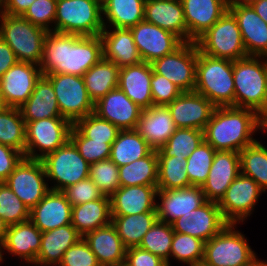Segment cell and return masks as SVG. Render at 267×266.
<instances>
[{
	"label": "cell",
	"instance_id": "cell-35",
	"mask_svg": "<svg viewBox=\"0 0 267 266\" xmlns=\"http://www.w3.org/2000/svg\"><path fill=\"white\" fill-rule=\"evenodd\" d=\"M144 10L145 0H102L104 27L130 29L144 20Z\"/></svg>",
	"mask_w": 267,
	"mask_h": 266
},
{
	"label": "cell",
	"instance_id": "cell-17",
	"mask_svg": "<svg viewBox=\"0 0 267 266\" xmlns=\"http://www.w3.org/2000/svg\"><path fill=\"white\" fill-rule=\"evenodd\" d=\"M42 76L38 65L17 61L0 78V87L5 106H22L34 91L37 80Z\"/></svg>",
	"mask_w": 267,
	"mask_h": 266
},
{
	"label": "cell",
	"instance_id": "cell-24",
	"mask_svg": "<svg viewBox=\"0 0 267 266\" xmlns=\"http://www.w3.org/2000/svg\"><path fill=\"white\" fill-rule=\"evenodd\" d=\"M157 185L120 186L110 196L111 215L157 212Z\"/></svg>",
	"mask_w": 267,
	"mask_h": 266
},
{
	"label": "cell",
	"instance_id": "cell-16",
	"mask_svg": "<svg viewBox=\"0 0 267 266\" xmlns=\"http://www.w3.org/2000/svg\"><path fill=\"white\" fill-rule=\"evenodd\" d=\"M227 224L218 203L207 201L201 207L175 220L172 227L174 232L188 234L207 242Z\"/></svg>",
	"mask_w": 267,
	"mask_h": 266
},
{
	"label": "cell",
	"instance_id": "cell-6",
	"mask_svg": "<svg viewBox=\"0 0 267 266\" xmlns=\"http://www.w3.org/2000/svg\"><path fill=\"white\" fill-rule=\"evenodd\" d=\"M54 32L98 36L104 29L102 1L57 0Z\"/></svg>",
	"mask_w": 267,
	"mask_h": 266
},
{
	"label": "cell",
	"instance_id": "cell-23",
	"mask_svg": "<svg viewBox=\"0 0 267 266\" xmlns=\"http://www.w3.org/2000/svg\"><path fill=\"white\" fill-rule=\"evenodd\" d=\"M72 205L62 191L50 190L30 210L29 220L41 231L46 232L71 224Z\"/></svg>",
	"mask_w": 267,
	"mask_h": 266
},
{
	"label": "cell",
	"instance_id": "cell-52",
	"mask_svg": "<svg viewBox=\"0 0 267 266\" xmlns=\"http://www.w3.org/2000/svg\"><path fill=\"white\" fill-rule=\"evenodd\" d=\"M62 192L72 206L104 197V194L89 177L66 187Z\"/></svg>",
	"mask_w": 267,
	"mask_h": 266
},
{
	"label": "cell",
	"instance_id": "cell-59",
	"mask_svg": "<svg viewBox=\"0 0 267 266\" xmlns=\"http://www.w3.org/2000/svg\"><path fill=\"white\" fill-rule=\"evenodd\" d=\"M254 11L267 23V0H258L250 5Z\"/></svg>",
	"mask_w": 267,
	"mask_h": 266
},
{
	"label": "cell",
	"instance_id": "cell-32",
	"mask_svg": "<svg viewBox=\"0 0 267 266\" xmlns=\"http://www.w3.org/2000/svg\"><path fill=\"white\" fill-rule=\"evenodd\" d=\"M81 238L82 236L72 224L42 232L41 248L35 265L58 266L64 252Z\"/></svg>",
	"mask_w": 267,
	"mask_h": 266
},
{
	"label": "cell",
	"instance_id": "cell-4",
	"mask_svg": "<svg viewBox=\"0 0 267 266\" xmlns=\"http://www.w3.org/2000/svg\"><path fill=\"white\" fill-rule=\"evenodd\" d=\"M234 107L258 114L266 107V57L248 56L233 61Z\"/></svg>",
	"mask_w": 267,
	"mask_h": 266
},
{
	"label": "cell",
	"instance_id": "cell-49",
	"mask_svg": "<svg viewBox=\"0 0 267 266\" xmlns=\"http://www.w3.org/2000/svg\"><path fill=\"white\" fill-rule=\"evenodd\" d=\"M119 167L109 158L90 164L89 178L101 190L104 196L110 197L121 185Z\"/></svg>",
	"mask_w": 267,
	"mask_h": 266
},
{
	"label": "cell",
	"instance_id": "cell-51",
	"mask_svg": "<svg viewBox=\"0 0 267 266\" xmlns=\"http://www.w3.org/2000/svg\"><path fill=\"white\" fill-rule=\"evenodd\" d=\"M56 6L57 0H35L23 17L33 25L44 28L48 32H54V26L51 23L55 22Z\"/></svg>",
	"mask_w": 267,
	"mask_h": 266
},
{
	"label": "cell",
	"instance_id": "cell-5",
	"mask_svg": "<svg viewBox=\"0 0 267 266\" xmlns=\"http://www.w3.org/2000/svg\"><path fill=\"white\" fill-rule=\"evenodd\" d=\"M0 21V36L14 51L17 61L40 66L48 31L23 16L0 13Z\"/></svg>",
	"mask_w": 267,
	"mask_h": 266
},
{
	"label": "cell",
	"instance_id": "cell-55",
	"mask_svg": "<svg viewBox=\"0 0 267 266\" xmlns=\"http://www.w3.org/2000/svg\"><path fill=\"white\" fill-rule=\"evenodd\" d=\"M126 266H167L160 257L140 247H131L126 250Z\"/></svg>",
	"mask_w": 267,
	"mask_h": 266
},
{
	"label": "cell",
	"instance_id": "cell-36",
	"mask_svg": "<svg viewBox=\"0 0 267 266\" xmlns=\"http://www.w3.org/2000/svg\"><path fill=\"white\" fill-rule=\"evenodd\" d=\"M158 220L157 212H145L135 215H111V224L128 249L139 247L144 235Z\"/></svg>",
	"mask_w": 267,
	"mask_h": 266
},
{
	"label": "cell",
	"instance_id": "cell-40",
	"mask_svg": "<svg viewBox=\"0 0 267 266\" xmlns=\"http://www.w3.org/2000/svg\"><path fill=\"white\" fill-rule=\"evenodd\" d=\"M25 127L26 123L19 108L5 106L0 109V144L25 154Z\"/></svg>",
	"mask_w": 267,
	"mask_h": 266
},
{
	"label": "cell",
	"instance_id": "cell-34",
	"mask_svg": "<svg viewBox=\"0 0 267 266\" xmlns=\"http://www.w3.org/2000/svg\"><path fill=\"white\" fill-rule=\"evenodd\" d=\"M110 223L111 206L108 196L72 206L71 224L82 237Z\"/></svg>",
	"mask_w": 267,
	"mask_h": 266
},
{
	"label": "cell",
	"instance_id": "cell-50",
	"mask_svg": "<svg viewBox=\"0 0 267 266\" xmlns=\"http://www.w3.org/2000/svg\"><path fill=\"white\" fill-rule=\"evenodd\" d=\"M69 140L75 145L80 155L89 163H95L110 157L112 143H104L86 138L72 125Z\"/></svg>",
	"mask_w": 267,
	"mask_h": 266
},
{
	"label": "cell",
	"instance_id": "cell-21",
	"mask_svg": "<svg viewBox=\"0 0 267 266\" xmlns=\"http://www.w3.org/2000/svg\"><path fill=\"white\" fill-rule=\"evenodd\" d=\"M240 174V156L235 151H216L202 191L207 201L219 202Z\"/></svg>",
	"mask_w": 267,
	"mask_h": 266
},
{
	"label": "cell",
	"instance_id": "cell-37",
	"mask_svg": "<svg viewBox=\"0 0 267 266\" xmlns=\"http://www.w3.org/2000/svg\"><path fill=\"white\" fill-rule=\"evenodd\" d=\"M153 149L136 129L120 130L111 145L110 157L118 167L132 163L149 155Z\"/></svg>",
	"mask_w": 267,
	"mask_h": 266
},
{
	"label": "cell",
	"instance_id": "cell-14",
	"mask_svg": "<svg viewBox=\"0 0 267 266\" xmlns=\"http://www.w3.org/2000/svg\"><path fill=\"white\" fill-rule=\"evenodd\" d=\"M262 192L252 178L240 173L218 202L224 219L235 224L246 220L254 211Z\"/></svg>",
	"mask_w": 267,
	"mask_h": 266
},
{
	"label": "cell",
	"instance_id": "cell-47",
	"mask_svg": "<svg viewBox=\"0 0 267 266\" xmlns=\"http://www.w3.org/2000/svg\"><path fill=\"white\" fill-rule=\"evenodd\" d=\"M205 242L188 234L174 232L170 258L188 265L203 261Z\"/></svg>",
	"mask_w": 267,
	"mask_h": 266
},
{
	"label": "cell",
	"instance_id": "cell-33",
	"mask_svg": "<svg viewBox=\"0 0 267 266\" xmlns=\"http://www.w3.org/2000/svg\"><path fill=\"white\" fill-rule=\"evenodd\" d=\"M25 122L62 117L51 81L42 75L28 100L19 107Z\"/></svg>",
	"mask_w": 267,
	"mask_h": 266
},
{
	"label": "cell",
	"instance_id": "cell-63",
	"mask_svg": "<svg viewBox=\"0 0 267 266\" xmlns=\"http://www.w3.org/2000/svg\"><path fill=\"white\" fill-rule=\"evenodd\" d=\"M249 266H267V262L264 260L261 261L260 259L256 258Z\"/></svg>",
	"mask_w": 267,
	"mask_h": 266
},
{
	"label": "cell",
	"instance_id": "cell-27",
	"mask_svg": "<svg viewBox=\"0 0 267 266\" xmlns=\"http://www.w3.org/2000/svg\"><path fill=\"white\" fill-rule=\"evenodd\" d=\"M152 65L141 62L136 65L121 67L118 88L121 89L141 109L153 105L151 92Z\"/></svg>",
	"mask_w": 267,
	"mask_h": 266
},
{
	"label": "cell",
	"instance_id": "cell-56",
	"mask_svg": "<svg viewBox=\"0 0 267 266\" xmlns=\"http://www.w3.org/2000/svg\"><path fill=\"white\" fill-rule=\"evenodd\" d=\"M24 158V154L10 146L0 144V183L8 176Z\"/></svg>",
	"mask_w": 267,
	"mask_h": 266
},
{
	"label": "cell",
	"instance_id": "cell-58",
	"mask_svg": "<svg viewBox=\"0 0 267 266\" xmlns=\"http://www.w3.org/2000/svg\"><path fill=\"white\" fill-rule=\"evenodd\" d=\"M17 62L14 51L0 36V78Z\"/></svg>",
	"mask_w": 267,
	"mask_h": 266
},
{
	"label": "cell",
	"instance_id": "cell-18",
	"mask_svg": "<svg viewBox=\"0 0 267 266\" xmlns=\"http://www.w3.org/2000/svg\"><path fill=\"white\" fill-rule=\"evenodd\" d=\"M177 128L204 131L216 108L205 96L193 91L182 92L167 105Z\"/></svg>",
	"mask_w": 267,
	"mask_h": 266
},
{
	"label": "cell",
	"instance_id": "cell-1",
	"mask_svg": "<svg viewBox=\"0 0 267 266\" xmlns=\"http://www.w3.org/2000/svg\"><path fill=\"white\" fill-rule=\"evenodd\" d=\"M103 58L100 35L80 36L50 31L44 38L42 75L64 73L83 76Z\"/></svg>",
	"mask_w": 267,
	"mask_h": 266
},
{
	"label": "cell",
	"instance_id": "cell-20",
	"mask_svg": "<svg viewBox=\"0 0 267 266\" xmlns=\"http://www.w3.org/2000/svg\"><path fill=\"white\" fill-rule=\"evenodd\" d=\"M94 113L120 130L136 129L142 109L118 87L94 103Z\"/></svg>",
	"mask_w": 267,
	"mask_h": 266
},
{
	"label": "cell",
	"instance_id": "cell-60",
	"mask_svg": "<svg viewBox=\"0 0 267 266\" xmlns=\"http://www.w3.org/2000/svg\"><path fill=\"white\" fill-rule=\"evenodd\" d=\"M258 0H225L227 9L236 7V6H246L251 5L252 3Z\"/></svg>",
	"mask_w": 267,
	"mask_h": 266
},
{
	"label": "cell",
	"instance_id": "cell-19",
	"mask_svg": "<svg viewBox=\"0 0 267 266\" xmlns=\"http://www.w3.org/2000/svg\"><path fill=\"white\" fill-rule=\"evenodd\" d=\"M156 203L158 220L172 224L184 214L201 207L207 202L201 187L189 186L172 190H158Z\"/></svg>",
	"mask_w": 267,
	"mask_h": 266
},
{
	"label": "cell",
	"instance_id": "cell-31",
	"mask_svg": "<svg viewBox=\"0 0 267 266\" xmlns=\"http://www.w3.org/2000/svg\"><path fill=\"white\" fill-rule=\"evenodd\" d=\"M144 20L187 42V27L180 0H145Z\"/></svg>",
	"mask_w": 267,
	"mask_h": 266
},
{
	"label": "cell",
	"instance_id": "cell-65",
	"mask_svg": "<svg viewBox=\"0 0 267 266\" xmlns=\"http://www.w3.org/2000/svg\"><path fill=\"white\" fill-rule=\"evenodd\" d=\"M189 266H210V265L205 263L204 261H199V262L192 264V265H189Z\"/></svg>",
	"mask_w": 267,
	"mask_h": 266
},
{
	"label": "cell",
	"instance_id": "cell-28",
	"mask_svg": "<svg viewBox=\"0 0 267 266\" xmlns=\"http://www.w3.org/2000/svg\"><path fill=\"white\" fill-rule=\"evenodd\" d=\"M42 232L30 221L9 225L3 251L18 256L20 260L35 265L41 248Z\"/></svg>",
	"mask_w": 267,
	"mask_h": 266
},
{
	"label": "cell",
	"instance_id": "cell-44",
	"mask_svg": "<svg viewBox=\"0 0 267 266\" xmlns=\"http://www.w3.org/2000/svg\"><path fill=\"white\" fill-rule=\"evenodd\" d=\"M174 236L172 224L157 220L144 235L140 248L155 254L170 266L171 243Z\"/></svg>",
	"mask_w": 267,
	"mask_h": 266
},
{
	"label": "cell",
	"instance_id": "cell-64",
	"mask_svg": "<svg viewBox=\"0 0 267 266\" xmlns=\"http://www.w3.org/2000/svg\"><path fill=\"white\" fill-rule=\"evenodd\" d=\"M4 107H5V103H4V99H3V96H2V90H1V87H0V109H2Z\"/></svg>",
	"mask_w": 267,
	"mask_h": 266
},
{
	"label": "cell",
	"instance_id": "cell-54",
	"mask_svg": "<svg viewBox=\"0 0 267 266\" xmlns=\"http://www.w3.org/2000/svg\"><path fill=\"white\" fill-rule=\"evenodd\" d=\"M151 92L153 105H169L181 93V89L163 75L152 71Z\"/></svg>",
	"mask_w": 267,
	"mask_h": 266
},
{
	"label": "cell",
	"instance_id": "cell-61",
	"mask_svg": "<svg viewBox=\"0 0 267 266\" xmlns=\"http://www.w3.org/2000/svg\"><path fill=\"white\" fill-rule=\"evenodd\" d=\"M259 130L267 131V106L259 113Z\"/></svg>",
	"mask_w": 267,
	"mask_h": 266
},
{
	"label": "cell",
	"instance_id": "cell-7",
	"mask_svg": "<svg viewBox=\"0 0 267 266\" xmlns=\"http://www.w3.org/2000/svg\"><path fill=\"white\" fill-rule=\"evenodd\" d=\"M195 43L201 53L211 57L231 61L248 57L237 20L229 10Z\"/></svg>",
	"mask_w": 267,
	"mask_h": 266
},
{
	"label": "cell",
	"instance_id": "cell-41",
	"mask_svg": "<svg viewBox=\"0 0 267 266\" xmlns=\"http://www.w3.org/2000/svg\"><path fill=\"white\" fill-rule=\"evenodd\" d=\"M240 173L252 178L258 186L267 190V148L259 141L245 147L239 152Z\"/></svg>",
	"mask_w": 267,
	"mask_h": 266
},
{
	"label": "cell",
	"instance_id": "cell-43",
	"mask_svg": "<svg viewBox=\"0 0 267 266\" xmlns=\"http://www.w3.org/2000/svg\"><path fill=\"white\" fill-rule=\"evenodd\" d=\"M204 140V131L194 128H177L159 151L166 157L187 158Z\"/></svg>",
	"mask_w": 267,
	"mask_h": 266
},
{
	"label": "cell",
	"instance_id": "cell-46",
	"mask_svg": "<svg viewBox=\"0 0 267 266\" xmlns=\"http://www.w3.org/2000/svg\"><path fill=\"white\" fill-rule=\"evenodd\" d=\"M86 138L98 142L113 143L120 129L111 122L100 118L94 112L78 119L73 124Z\"/></svg>",
	"mask_w": 267,
	"mask_h": 266
},
{
	"label": "cell",
	"instance_id": "cell-11",
	"mask_svg": "<svg viewBox=\"0 0 267 266\" xmlns=\"http://www.w3.org/2000/svg\"><path fill=\"white\" fill-rule=\"evenodd\" d=\"M52 83L62 117L74 124L78 119L94 112L83 76L64 73L45 75Z\"/></svg>",
	"mask_w": 267,
	"mask_h": 266
},
{
	"label": "cell",
	"instance_id": "cell-38",
	"mask_svg": "<svg viewBox=\"0 0 267 266\" xmlns=\"http://www.w3.org/2000/svg\"><path fill=\"white\" fill-rule=\"evenodd\" d=\"M119 70L114 62L102 58L84 73L85 86L94 103L118 87Z\"/></svg>",
	"mask_w": 267,
	"mask_h": 266
},
{
	"label": "cell",
	"instance_id": "cell-30",
	"mask_svg": "<svg viewBox=\"0 0 267 266\" xmlns=\"http://www.w3.org/2000/svg\"><path fill=\"white\" fill-rule=\"evenodd\" d=\"M103 58L114 62L119 68L142 62L130 29L106 27L100 33Z\"/></svg>",
	"mask_w": 267,
	"mask_h": 266
},
{
	"label": "cell",
	"instance_id": "cell-26",
	"mask_svg": "<svg viewBox=\"0 0 267 266\" xmlns=\"http://www.w3.org/2000/svg\"><path fill=\"white\" fill-rule=\"evenodd\" d=\"M236 18L248 56L267 57V23L250 5L228 9Z\"/></svg>",
	"mask_w": 267,
	"mask_h": 266
},
{
	"label": "cell",
	"instance_id": "cell-45",
	"mask_svg": "<svg viewBox=\"0 0 267 266\" xmlns=\"http://www.w3.org/2000/svg\"><path fill=\"white\" fill-rule=\"evenodd\" d=\"M216 150L205 140L187 157L186 172L191 186L202 187L207 180Z\"/></svg>",
	"mask_w": 267,
	"mask_h": 266
},
{
	"label": "cell",
	"instance_id": "cell-10",
	"mask_svg": "<svg viewBox=\"0 0 267 266\" xmlns=\"http://www.w3.org/2000/svg\"><path fill=\"white\" fill-rule=\"evenodd\" d=\"M25 123L26 149L24 157L36 160L43 159L49 153L63 146L69 140L73 125L64 117H51Z\"/></svg>",
	"mask_w": 267,
	"mask_h": 266
},
{
	"label": "cell",
	"instance_id": "cell-2",
	"mask_svg": "<svg viewBox=\"0 0 267 266\" xmlns=\"http://www.w3.org/2000/svg\"><path fill=\"white\" fill-rule=\"evenodd\" d=\"M257 130L259 114L255 110L216 107L204 129V140L216 151L240 152L256 141L252 135Z\"/></svg>",
	"mask_w": 267,
	"mask_h": 266
},
{
	"label": "cell",
	"instance_id": "cell-15",
	"mask_svg": "<svg viewBox=\"0 0 267 266\" xmlns=\"http://www.w3.org/2000/svg\"><path fill=\"white\" fill-rule=\"evenodd\" d=\"M130 30L142 61L150 64L174 52L184 43L174 33L145 20L139 22Z\"/></svg>",
	"mask_w": 267,
	"mask_h": 266
},
{
	"label": "cell",
	"instance_id": "cell-3",
	"mask_svg": "<svg viewBox=\"0 0 267 266\" xmlns=\"http://www.w3.org/2000/svg\"><path fill=\"white\" fill-rule=\"evenodd\" d=\"M194 91L215 107H234L233 61L211 57L198 50Z\"/></svg>",
	"mask_w": 267,
	"mask_h": 266
},
{
	"label": "cell",
	"instance_id": "cell-57",
	"mask_svg": "<svg viewBox=\"0 0 267 266\" xmlns=\"http://www.w3.org/2000/svg\"><path fill=\"white\" fill-rule=\"evenodd\" d=\"M35 0H2L0 13L23 16Z\"/></svg>",
	"mask_w": 267,
	"mask_h": 266
},
{
	"label": "cell",
	"instance_id": "cell-25",
	"mask_svg": "<svg viewBox=\"0 0 267 266\" xmlns=\"http://www.w3.org/2000/svg\"><path fill=\"white\" fill-rule=\"evenodd\" d=\"M174 120L167 106L152 105L142 109L137 132L155 151L159 150L176 131Z\"/></svg>",
	"mask_w": 267,
	"mask_h": 266
},
{
	"label": "cell",
	"instance_id": "cell-13",
	"mask_svg": "<svg viewBox=\"0 0 267 266\" xmlns=\"http://www.w3.org/2000/svg\"><path fill=\"white\" fill-rule=\"evenodd\" d=\"M41 160L23 158L5 183L31 210L50 191Z\"/></svg>",
	"mask_w": 267,
	"mask_h": 266
},
{
	"label": "cell",
	"instance_id": "cell-48",
	"mask_svg": "<svg viewBox=\"0 0 267 266\" xmlns=\"http://www.w3.org/2000/svg\"><path fill=\"white\" fill-rule=\"evenodd\" d=\"M30 210L8 187L0 183V217L8 224L14 225L29 220Z\"/></svg>",
	"mask_w": 267,
	"mask_h": 266
},
{
	"label": "cell",
	"instance_id": "cell-62",
	"mask_svg": "<svg viewBox=\"0 0 267 266\" xmlns=\"http://www.w3.org/2000/svg\"><path fill=\"white\" fill-rule=\"evenodd\" d=\"M8 226L9 225L0 217V244L4 243Z\"/></svg>",
	"mask_w": 267,
	"mask_h": 266
},
{
	"label": "cell",
	"instance_id": "cell-42",
	"mask_svg": "<svg viewBox=\"0 0 267 266\" xmlns=\"http://www.w3.org/2000/svg\"><path fill=\"white\" fill-rule=\"evenodd\" d=\"M158 190H172L191 186L186 172L187 158L166 157L157 150Z\"/></svg>",
	"mask_w": 267,
	"mask_h": 266
},
{
	"label": "cell",
	"instance_id": "cell-39",
	"mask_svg": "<svg viewBox=\"0 0 267 266\" xmlns=\"http://www.w3.org/2000/svg\"><path fill=\"white\" fill-rule=\"evenodd\" d=\"M118 172L121 186L157 185V151L153 150L144 158L119 167Z\"/></svg>",
	"mask_w": 267,
	"mask_h": 266
},
{
	"label": "cell",
	"instance_id": "cell-29",
	"mask_svg": "<svg viewBox=\"0 0 267 266\" xmlns=\"http://www.w3.org/2000/svg\"><path fill=\"white\" fill-rule=\"evenodd\" d=\"M83 238L101 266H120L125 262L127 248L111 223L88 232Z\"/></svg>",
	"mask_w": 267,
	"mask_h": 266
},
{
	"label": "cell",
	"instance_id": "cell-67",
	"mask_svg": "<svg viewBox=\"0 0 267 266\" xmlns=\"http://www.w3.org/2000/svg\"><path fill=\"white\" fill-rule=\"evenodd\" d=\"M266 71H267V57H266ZM266 88H267V83H266ZM266 106H267V94H266Z\"/></svg>",
	"mask_w": 267,
	"mask_h": 266
},
{
	"label": "cell",
	"instance_id": "cell-53",
	"mask_svg": "<svg viewBox=\"0 0 267 266\" xmlns=\"http://www.w3.org/2000/svg\"><path fill=\"white\" fill-rule=\"evenodd\" d=\"M58 266H101L95 254L82 237L63 254Z\"/></svg>",
	"mask_w": 267,
	"mask_h": 266
},
{
	"label": "cell",
	"instance_id": "cell-12",
	"mask_svg": "<svg viewBox=\"0 0 267 266\" xmlns=\"http://www.w3.org/2000/svg\"><path fill=\"white\" fill-rule=\"evenodd\" d=\"M198 47L195 42H184L174 52L153 63V70L178 86L182 92H193L196 84Z\"/></svg>",
	"mask_w": 267,
	"mask_h": 266
},
{
	"label": "cell",
	"instance_id": "cell-66",
	"mask_svg": "<svg viewBox=\"0 0 267 266\" xmlns=\"http://www.w3.org/2000/svg\"><path fill=\"white\" fill-rule=\"evenodd\" d=\"M2 250H3V244H0V263H2L4 257Z\"/></svg>",
	"mask_w": 267,
	"mask_h": 266
},
{
	"label": "cell",
	"instance_id": "cell-9",
	"mask_svg": "<svg viewBox=\"0 0 267 266\" xmlns=\"http://www.w3.org/2000/svg\"><path fill=\"white\" fill-rule=\"evenodd\" d=\"M41 161L45 168L47 181L50 179L55 183L50 190L62 191L89 177L90 164L80 155L70 140L46 155Z\"/></svg>",
	"mask_w": 267,
	"mask_h": 266
},
{
	"label": "cell",
	"instance_id": "cell-8",
	"mask_svg": "<svg viewBox=\"0 0 267 266\" xmlns=\"http://www.w3.org/2000/svg\"><path fill=\"white\" fill-rule=\"evenodd\" d=\"M235 223H228L204 244L203 261L210 266H249L257 257Z\"/></svg>",
	"mask_w": 267,
	"mask_h": 266
},
{
	"label": "cell",
	"instance_id": "cell-22",
	"mask_svg": "<svg viewBox=\"0 0 267 266\" xmlns=\"http://www.w3.org/2000/svg\"><path fill=\"white\" fill-rule=\"evenodd\" d=\"M187 27V42H195L228 10L225 0H180Z\"/></svg>",
	"mask_w": 267,
	"mask_h": 266
}]
</instances>
